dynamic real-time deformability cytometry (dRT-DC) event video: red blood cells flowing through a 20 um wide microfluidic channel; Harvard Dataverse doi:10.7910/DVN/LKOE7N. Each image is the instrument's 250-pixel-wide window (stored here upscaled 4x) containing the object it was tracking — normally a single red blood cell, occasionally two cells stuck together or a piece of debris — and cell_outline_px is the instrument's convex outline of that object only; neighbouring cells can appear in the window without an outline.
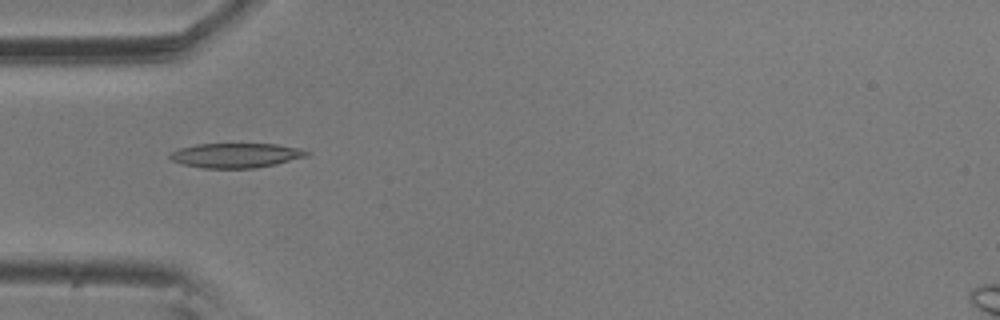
{"species": "common noctule bat (a hibernating species)", "species_latin": "Nyctalus noctula", "temperature_condition": "room temperature", "stored_images_in_passage": 7, "camera_frame_rate_fps": 3000, "um_per_image_px": 0.085, "animal": {"sex": "male", "body_mass_g": 20.5, "forearm_length_mm": 52.5}, "frame": {"image": 1, "passage_image": 5, "time_ms": 1.333, "image_size_px": [1000, 320], "cell_outline_px": [[312, 152], [308, 156], [276, 164], [256, 168], [200, 168], [184, 164], [172, 160], [168, 156], [168, 152], [180, 148], [196, 144], [276, 144], [300, 148]], "centroid_in_image_um": [20.06, 13.2], "position_along_channel_um": 64.9, "area_um2": 19.77}}
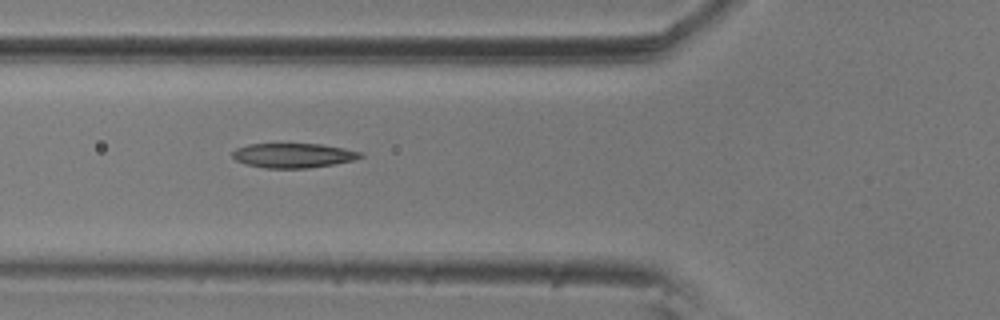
{"frame": {"image": 2, "passage_image": 6, "time_ms": 1.667, "image_size_px": [1000, 320], "cell_outline_px": [[364, 156], [352, 160], [332, 164], [308, 168], [264, 168], [244, 164], [236, 160], [232, 156], [232, 152], [236, 148], [248, 144], [320, 144], [344, 148], [360, 152]], "centroid_in_image_um": [24.88, 13.21], "position_along_channel_um": 100.9, "area_um2": 18.21}}
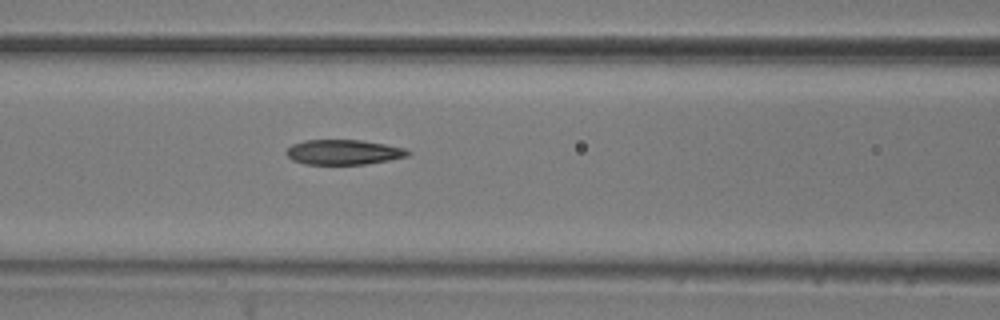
{"frame": {"image": 3, "passage_image": 7, "time_ms": 2.0, "image_size_px": [1000, 320], "cell_outline_px": [[412, 152], [408, 156], [388, 160], [364, 164], [304, 164], [292, 160], [284, 152], [292, 144], [304, 140], [360, 140], [384, 144], [404, 148]], "centroid_in_image_um": [29.17, 12.93], "position_along_channel_um": 137.4, "area_um2": 17.63}}